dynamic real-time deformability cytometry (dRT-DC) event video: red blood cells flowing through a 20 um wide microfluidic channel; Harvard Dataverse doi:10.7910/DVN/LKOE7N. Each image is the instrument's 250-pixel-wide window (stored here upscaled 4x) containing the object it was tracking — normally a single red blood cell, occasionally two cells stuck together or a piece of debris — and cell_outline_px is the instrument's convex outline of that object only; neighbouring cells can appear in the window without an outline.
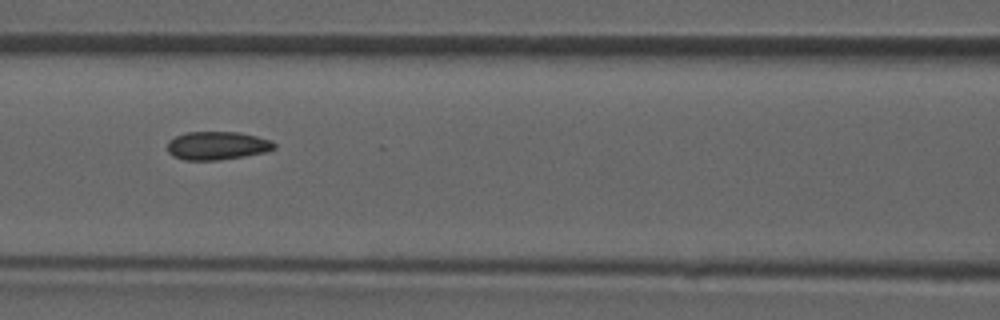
{"species": "common noctule bat (a hibernating species)", "species_latin": "Nyctalus noctula", "temperature_condition": "room temperature", "stored_images_in_passage": 48, "camera_frame_rate_fps": 3000, "um_per_image_px": 0.085, "animal": {"sex": "male", "forearm_length_mm": 52.5}, "frame": {"image": 1, "passage_image": 21, "time_ms": 6.667, "image_size_px": [1000, 320], "cell_outline_px": [[276, 148], [264, 152], [244, 156], [216, 160], [184, 160], [172, 156], [168, 152], [168, 140], [176, 136], [188, 132], [236, 132], [256, 136], [272, 140], [276, 144]], "centroid_in_image_um": [18.45, 12.38], "position_along_channel_um": 148.1, "area_um2": 17.57}}